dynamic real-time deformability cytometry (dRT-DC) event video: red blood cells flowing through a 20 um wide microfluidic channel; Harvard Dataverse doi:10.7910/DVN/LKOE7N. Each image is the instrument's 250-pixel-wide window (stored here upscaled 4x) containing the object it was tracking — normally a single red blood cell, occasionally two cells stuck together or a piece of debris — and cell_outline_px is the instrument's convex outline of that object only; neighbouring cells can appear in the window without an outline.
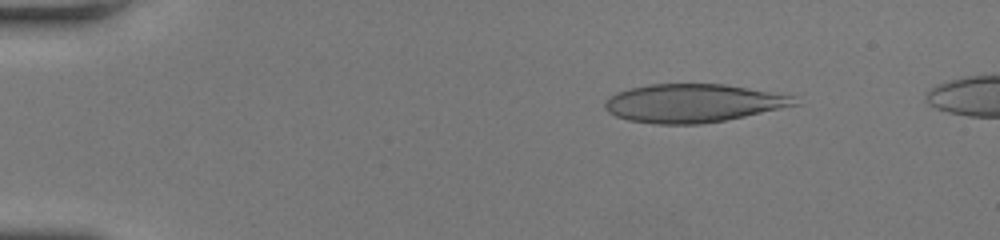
{"species": "human", "species_latin": "Homo sapiens", "temperature_condition": "room temperature", "stored_images_in_passage": 46, "segment_of_instrument_passage": [1, 2], "camera_frame_rate_fps": 3000, "um_per_image_px": 0.085, "donor": {"sex": "female"}, "frame": {"image": 1, "passage_image": 7, "time_ms": 2.0, "image_size_px": [1000, 240], "cell_outline_px": [[796, 104], [744, 116], [724, 120], [700, 124], [656, 124], [628, 120], [616, 116], [608, 112], [604, 108], [604, 104], [616, 92], [632, 88], [652, 84], [724, 84], [796, 96]], "centroid_in_image_um": [58.87, 8.77], "position_along_channel_um": 26.1, "area_um2": 41.79}}
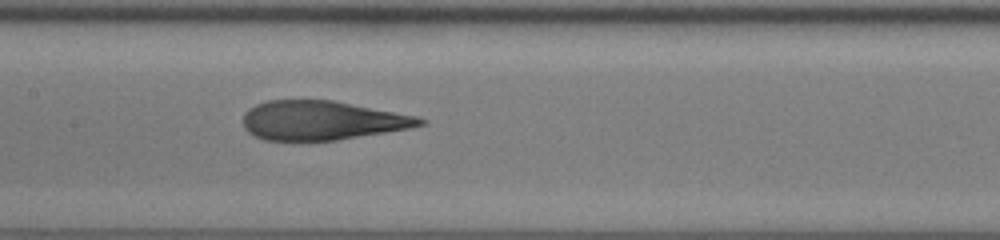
{"frame": {"image": 2, "passage_image": 23, "time_ms": 7.333, "image_size_px": [1000, 240], "cell_outline_px": [[428, 124], [412, 128], [336, 140], [264, 140], [248, 132], [244, 128], [244, 112], [248, 108], [256, 104], [268, 100], [332, 100], [416, 116], [428, 120]], "centroid_in_image_um": [27.38, 10.23], "position_along_channel_um": 180.0, "area_um2": 40.29}}
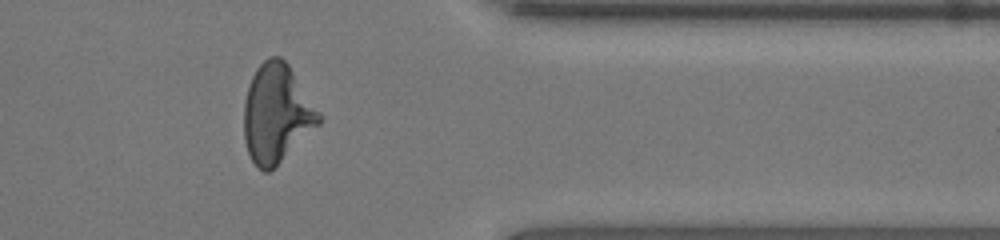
{"frame": {"image": 3, "passage_image": 37, "time_ms": 12.0, "image_size_px": [1000, 240], "cell_outline_px": [[324, 116], [320, 124], [268, 172], [264, 172], [252, 160], [248, 152], [244, 140], [244, 100], [252, 76], [256, 68], [268, 56], [280, 56], [288, 64]], "centroid_in_image_um": [23.53, 9.61], "position_along_channel_um": 387.9, "area_um2": 42.89}}